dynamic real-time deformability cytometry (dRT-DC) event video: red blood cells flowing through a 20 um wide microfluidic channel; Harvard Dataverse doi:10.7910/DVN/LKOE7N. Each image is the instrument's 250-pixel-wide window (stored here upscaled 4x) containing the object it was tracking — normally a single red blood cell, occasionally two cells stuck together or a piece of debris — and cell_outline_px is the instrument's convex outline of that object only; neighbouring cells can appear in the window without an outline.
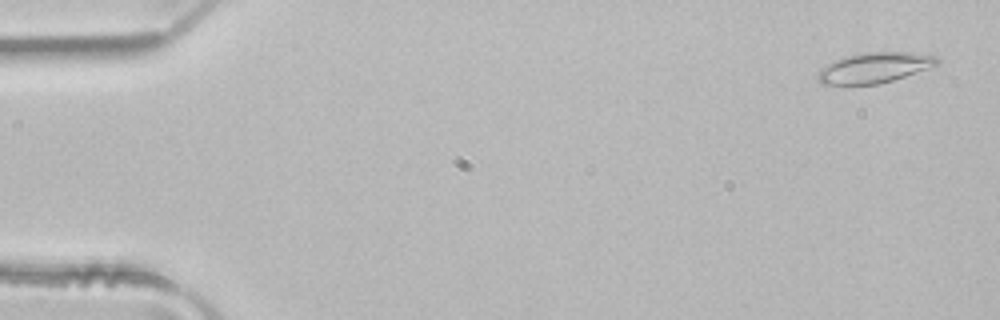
{"species": "common noctule bat (a hibernating species)", "species_latin": "Nyctalus noctula", "temperature_condition": "room temperature", "stored_images_in_passage": 5, "camera_frame_rate_fps": 3000, "um_per_image_px": 0.085, "animal": {"sex": "male", "body_mass_g": 21.5, "forearm_length_mm": 52.0}, "frame": {"image": 1, "passage_image": 1, "time_ms": 0.0, "image_size_px": [1000, 320], "cell_outline_px": [[940, 64], [880, 84], [848, 88], [820, 84], [816, 80], [816, 72], [820, 68], [836, 60], [848, 56], [864, 52], [912, 52], [936, 56], [940, 60]], "centroid_in_image_um": [74.23, 5.81], "position_along_channel_um": 10.8, "area_um2": 21.96}}
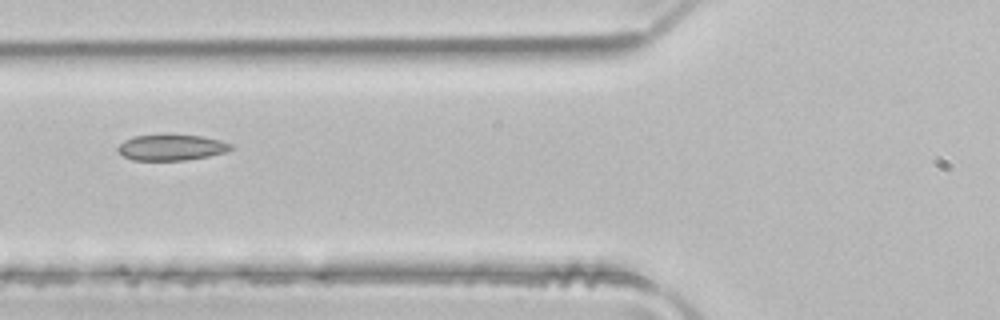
{"frame": {"image": 2, "passage_image": 5, "time_ms": 1.333, "image_size_px": [1000, 320], "cell_outline_px": [[232, 148], [224, 152], [208, 156], [184, 160], [132, 160], [124, 156], [116, 148], [124, 140], [132, 136], [204, 136], [220, 140], [232, 144]], "centroid_in_image_um": [14.56, 12.55], "position_along_channel_um": 111.2, "area_um2": 16.59}}